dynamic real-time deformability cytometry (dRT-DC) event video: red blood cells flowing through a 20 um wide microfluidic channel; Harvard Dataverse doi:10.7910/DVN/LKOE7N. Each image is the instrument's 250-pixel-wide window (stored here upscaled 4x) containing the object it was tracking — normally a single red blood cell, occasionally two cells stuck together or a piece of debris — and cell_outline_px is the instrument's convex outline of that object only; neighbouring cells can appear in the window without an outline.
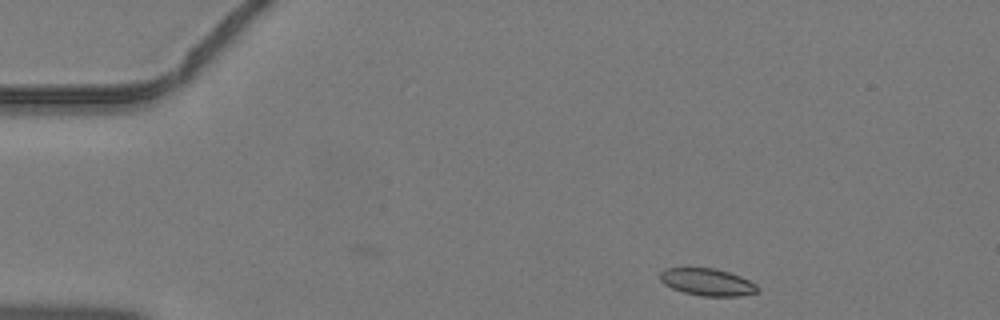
{"species": "common noctule bat (a hibernating species)", "species_latin": "Nyctalus noctula", "temperature_condition": "warm", "stored_images_in_passage": 8, "camera_frame_rate_fps": 3000, "um_per_image_px": 0.085, "animal": {"sex": "male", "body_mass_g": 19.2, "forearm_length_mm": 51.8}, "frame": {"image": 1, "passage_image": 1, "time_ms": 0.0, "image_size_px": [1000, 320], "cell_outline_px": [[760, 288], [756, 292], [740, 296], [700, 296], [684, 292], [672, 288], [664, 284], [660, 280], [660, 272], [664, 268], [716, 268], [740, 276], [756, 284]], "centroid_in_image_um": [60.11, 23.97], "position_along_channel_um": 24.9, "area_um2": 15.43}}
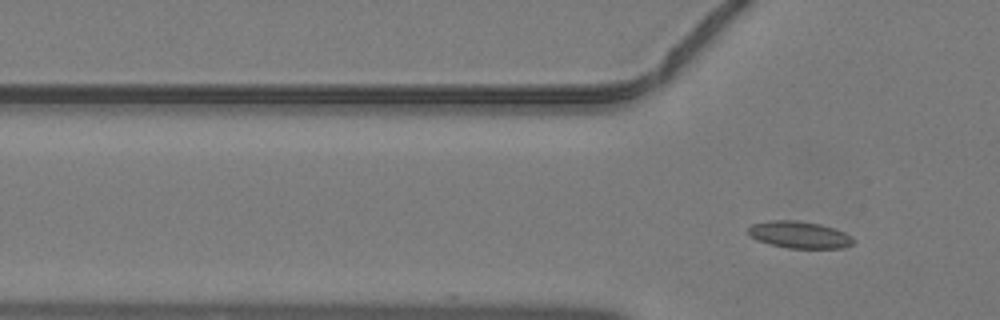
{"frame": {"image": 2, "passage_image": 8, "time_ms": 2.333, "image_size_px": [1000, 320], "cell_outline_px": [[856, 240], [852, 244], [844, 248], [788, 248], [756, 240], [748, 236], [748, 228], [752, 224], [768, 220], [796, 220], [820, 224], [836, 228], [852, 236]], "centroid_in_image_um": [67.96, 19.95], "position_along_channel_um": 57.8, "area_um2": 16.7}}